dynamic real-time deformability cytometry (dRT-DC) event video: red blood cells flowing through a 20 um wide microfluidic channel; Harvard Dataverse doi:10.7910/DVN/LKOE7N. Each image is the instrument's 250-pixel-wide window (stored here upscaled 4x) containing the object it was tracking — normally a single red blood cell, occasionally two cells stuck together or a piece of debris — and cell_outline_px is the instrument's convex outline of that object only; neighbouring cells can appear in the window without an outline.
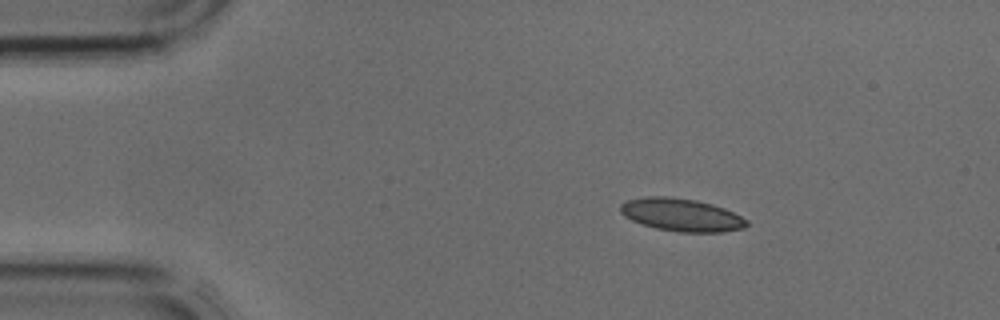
{"species": "common noctule bat (a hibernating species)", "species_latin": "Nyctalus noctula", "temperature_condition": "cold", "stored_images_in_passage": 2, "camera_frame_rate_fps": 3000, "um_per_image_px": 0.085, "animal": {"sex": "male", "body_mass_g": 17.9, "forearm_length_mm": 54.2}, "frame": {"image": 1, "passage_image": 1, "time_ms": 0.0, "image_size_px": [1000, 320], "cell_outline_px": [[748, 224], [744, 228], [724, 232], [680, 232], [656, 228], [632, 220], [624, 216], [620, 212], [620, 204], [628, 200], [644, 196], [664, 196], [696, 200], [712, 204], [724, 208], [748, 220]], "centroid_in_image_um": [57.92, 18.26], "position_along_channel_um": 27.1, "area_um2": 24.04}}